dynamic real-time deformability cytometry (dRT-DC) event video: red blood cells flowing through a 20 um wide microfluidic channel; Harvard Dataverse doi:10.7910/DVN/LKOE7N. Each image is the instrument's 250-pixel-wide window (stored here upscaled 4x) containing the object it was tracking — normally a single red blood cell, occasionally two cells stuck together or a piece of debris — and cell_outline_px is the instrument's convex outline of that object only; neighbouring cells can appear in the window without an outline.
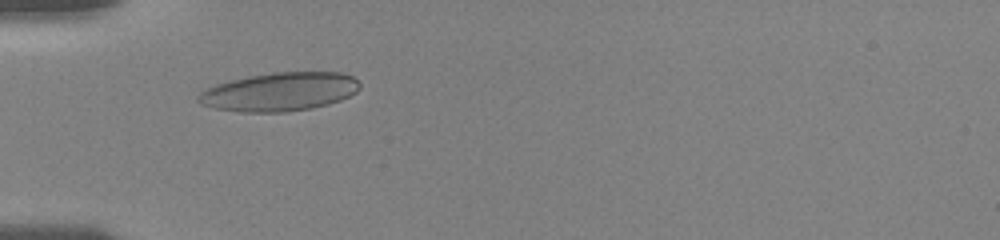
{"species": "human", "species_latin": "Homo sapiens", "temperature_condition": "room temperature", "stored_images_in_passage": 59, "camera_frame_rate_fps": 3000, "um_per_image_px": 0.085, "donor": {"sex": "female"}, "frame": {"image": 1, "passage_image": 1, "time_ms": 0.0, "image_size_px": [1000, 240], "cell_outline_px": [[360, 88], [356, 92], [340, 100], [328, 104], [312, 108], [284, 112], [240, 112], [216, 108], [200, 104], [196, 100], [196, 96], [204, 88], [216, 84], [248, 76], [272, 72], [340, 72], [352, 76], [360, 84]], "centroid_in_image_um": [23.73, 7.8], "position_along_channel_um": 61.3, "area_um2": 36.41}}
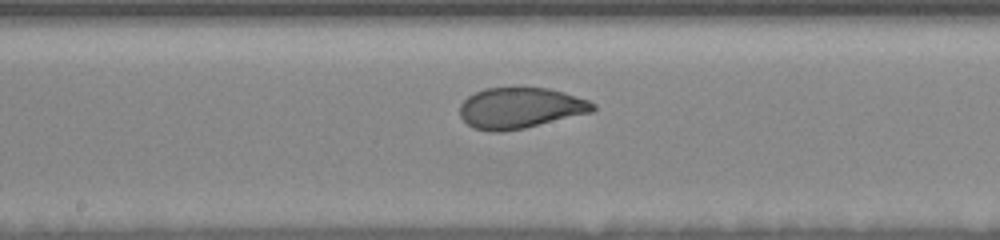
{"frame": {"image": 2, "passage_image": 32, "time_ms": 4.0, "image_size_px": [1000, 240], "cell_outline_px": [[596, 108], [592, 112], [524, 128], [500, 132], [488, 132], [472, 128], [460, 116], [460, 104], [468, 96], [484, 88], [516, 84], [520, 84], [548, 88], [564, 92], [588, 100], [596, 104]], "centroid_in_image_um": [44.2, 9.13], "position_along_channel_um": 204.0, "area_um2": 32.66}}
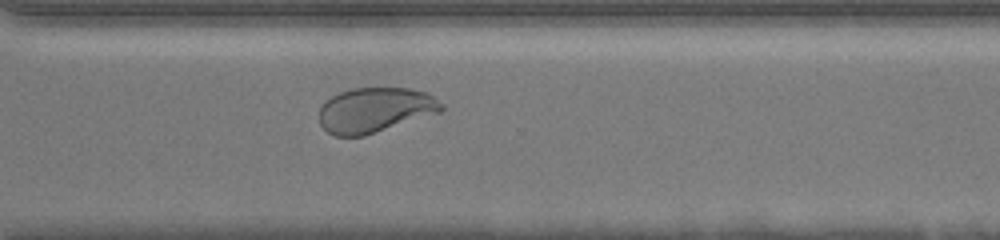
{"frame": {"image": 3, "passage_image": 55, "time_ms": 7.667, "image_size_px": [1000, 240], "cell_outline_px": [[444, 108], [440, 112], [364, 136], [336, 136], [328, 132], [320, 124], [320, 108], [324, 100], [340, 92], [352, 88], [408, 88], [428, 92], [444, 104]], "centroid_in_image_um": [31.88, 9.34], "position_along_channel_um": 338.7, "area_um2": 32.08}}